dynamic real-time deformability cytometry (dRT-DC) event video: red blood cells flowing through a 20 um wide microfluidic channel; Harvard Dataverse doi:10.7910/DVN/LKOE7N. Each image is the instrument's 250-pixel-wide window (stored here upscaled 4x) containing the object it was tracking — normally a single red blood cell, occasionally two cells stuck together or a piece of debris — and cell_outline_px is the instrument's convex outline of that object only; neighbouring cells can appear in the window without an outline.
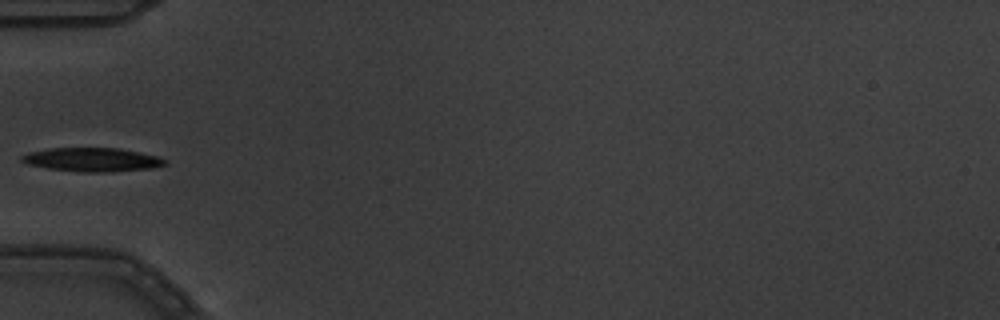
{"species": "common noctule bat (a hibernating species)", "species_latin": "Nyctalus noctula", "temperature_condition": "warm", "stored_images_in_passage": 5, "camera_frame_rate_fps": 3000, "um_per_image_px": 0.085, "animal": {"sex": "male", "body_mass_g": 19.5, "forearm_length_mm": 54.6}, "frame": {"image": 1, "passage_image": 5, "time_ms": 1.333, "image_size_px": [1000, 320], "cell_outline_px": [[168, 164], [152, 168], [112, 172], [80, 172], [48, 168], [28, 164], [20, 160], [20, 156], [28, 152], [48, 148], [120, 148], [156, 156], [168, 160]], "centroid_in_image_um": [7.84, 13.57], "position_along_channel_um": 77.2, "area_um2": 19.94}}